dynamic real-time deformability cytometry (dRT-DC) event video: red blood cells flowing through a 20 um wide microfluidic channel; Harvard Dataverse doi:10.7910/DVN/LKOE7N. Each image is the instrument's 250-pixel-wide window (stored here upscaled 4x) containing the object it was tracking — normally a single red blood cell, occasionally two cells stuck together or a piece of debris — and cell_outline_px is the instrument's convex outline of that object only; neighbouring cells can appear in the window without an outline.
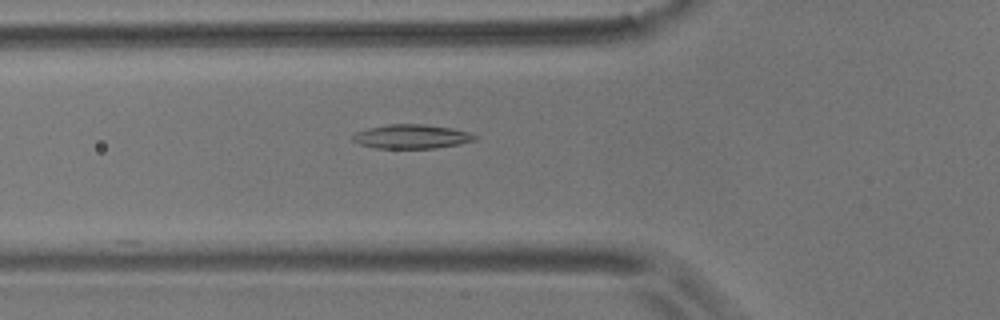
{"species": "common noctule bat (a hibernating species)", "species_latin": "Nyctalus noctula", "temperature_condition": "room temperature", "stored_images_in_passage": 42, "camera_frame_rate_fps": 3000, "um_per_image_px": 0.085, "animal": {"sex": "male", "body_mass_g": 17.9}, "frame": {"image": 1, "passage_image": 7, "time_ms": 2.0, "image_size_px": [1000, 320], "cell_outline_px": [[480, 136], [476, 140], [460, 144], [436, 148], [376, 148], [360, 144], [352, 140], [352, 136], [356, 132], [368, 128], [388, 124], [424, 124], [452, 128], [472, 132]], "centroid_in_image_um": [35.05, 11.6], "position_along_channel_um": 90.7, "area_um2": 17.34}}
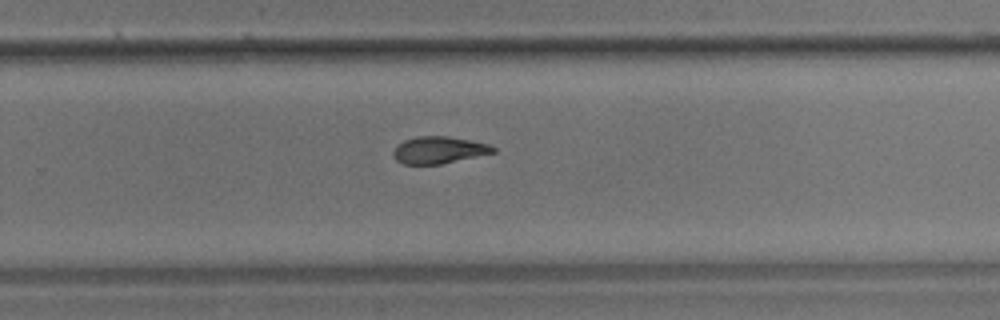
{"frame": {"image": 2, "passage_image": 24, "time_ms": 7.667, "image_size_px": [1000, 320], "cell_outline_px": [[496, 152], [440, 164], [400, 164], [392, 156], [392, 152], [404, 140], [416, 136], [448, 136], [488, 144], [496, 148]], "centroid_in_image_um": [37.27, 12.75], "position_along_channel_um": 292.5, "area_um2": 15.61}}
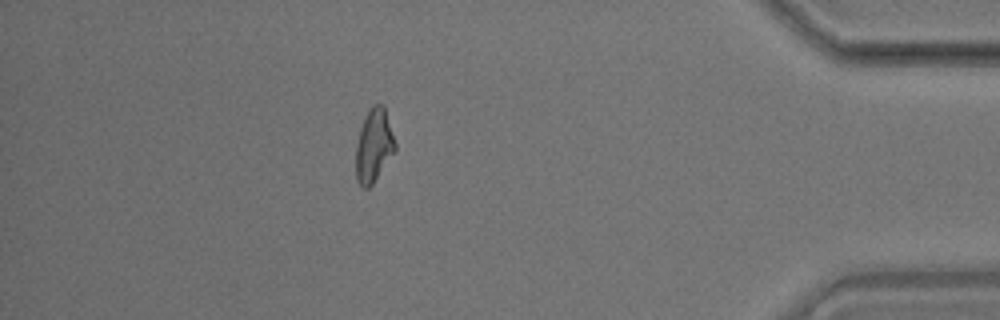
{"frame": {"image": 3, "passage_image": 37, "time_ms": 12.0, "image_size_px": [1000, 320], "cell_outline_px": [[396, 148], [372, 184], [368, 188], [364, 188], [356, 180], [356, 144], [360, 128], [372, 104], [384, 104], [396, 144]], "centroid_in_image_um": [31.77, 12.35], "position_along_channel_um": 403.4, "area_um2": 16.47}, "authors_computed_cell_mechanics": {"area_um2": 16.3863, "velocity_mm_per_s": 3.5508, "shape_relaxation_time_tau1_ms": null, "shape_relaxation_time_tau2_ms": 6.4003, "deformation_change_tau1": null, "deformation_change_tau2": 0.1252}}